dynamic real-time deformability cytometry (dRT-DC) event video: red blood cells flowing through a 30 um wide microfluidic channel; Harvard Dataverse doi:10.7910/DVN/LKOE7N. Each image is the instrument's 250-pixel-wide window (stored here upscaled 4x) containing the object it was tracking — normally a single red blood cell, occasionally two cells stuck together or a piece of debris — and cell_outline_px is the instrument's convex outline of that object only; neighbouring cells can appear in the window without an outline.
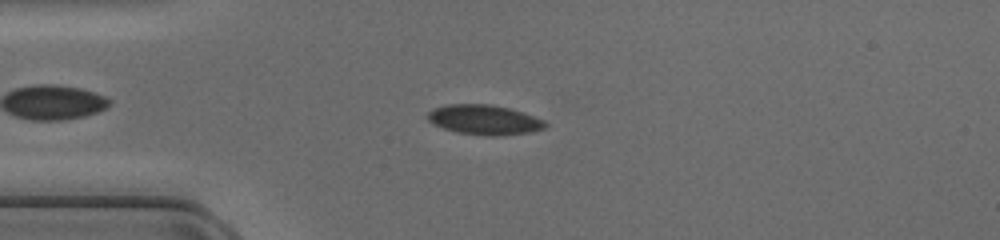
{"species": "common noctule bat (a hibernating species)", "species_latin": "Nyctalus noctula", "temperature_condition": "cold", "stored_images_in_passage": 44, "camera_frame_rate_fps": 3000, "um_per_image_px": 0.085, "animal": {"sex": "female", "body_mass_g": 17.0, "forearm_length_mm": 48.0}, "frame": {"image": 1, "passage_image": 9, "time_ms": 2.667, "image_size_px": [1000, 240], "cell_outline_px": [[548, 128], [532, 132], [504, 136], [488, 136], [456, 132], [432, 124], [428, 120], [428, 112], [436, 108], [448, 104], [488, 104], [508, 108], [544, 120], [548, 124]], "centroid_in_image_um": [41.2, 10.2], "position_along_channel_um": 43.8, "area_um2": 20.46}}
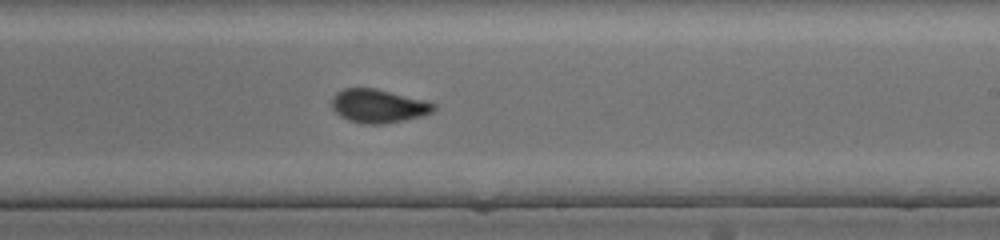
{"frame": {"image": 2, "passage_image": 25, "time_ms": 8.0, "image_size_px": [1000, 240], "cell_outline_px": [[436, 108], [432, 112], [420, 116], [404, 120], [384, 124], [364, 124], [348, 120], [340, 116], [332, 108], [332, 96], [336, 92], [344, 88], [376, 88], [424, 100], [436, 104]], "centroid_in_image_um": [32.14, 9.01], "position_along_channel_um": 256.9, "area_um2": 19.94}}
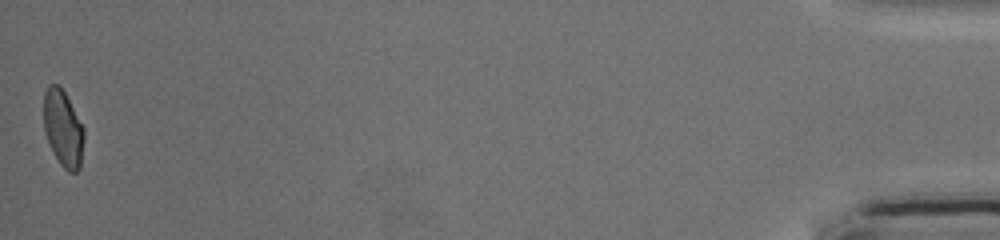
{"frame": {"image": 3, "passage_image": 44, "time_ms": 14.333, "image_size_px": [1000, 240], "cell_outline_px": [[84, 140], [80, 168], [76, 172], [68, 172], [60, 164], [44, 132], [44, 92], [48, 84], [56, 84], [64, 92], [84, 128]], "centroid_in_image_um": [5.37, 10.93], "position_along_channel_um": 429.8, "area_um2": 17.74}}